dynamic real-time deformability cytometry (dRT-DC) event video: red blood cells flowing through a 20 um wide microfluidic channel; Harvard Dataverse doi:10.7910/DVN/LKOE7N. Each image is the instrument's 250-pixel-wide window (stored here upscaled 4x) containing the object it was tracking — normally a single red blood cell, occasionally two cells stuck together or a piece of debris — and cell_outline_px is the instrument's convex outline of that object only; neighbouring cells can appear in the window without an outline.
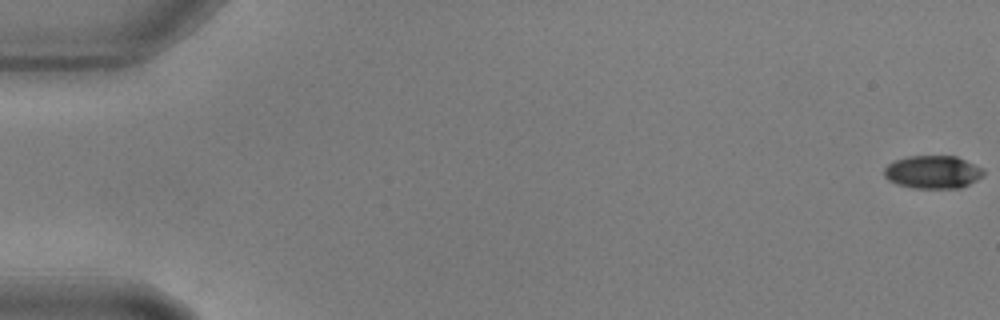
{"species": "common noctule bat (a hibernating species)", "species_latin": "Nyctalus noctula", "temperature_condition": "warm", "stored_images_in_passage": 59, "camera_frame_rate_fps": 3000, "um_per_image_px": 0.085, "animal": {"sex": "male", "body_mass_g": 17.9, "forearm_length_mm": 54.2}, "frame": {"image": 1, "passage_image": 1, "time_ms": 0.0, "image_size_px": [1000, 320], "cell_outline_px": [[984, 172], [976, 180], [960, 188], [912, 188], [896, 184], [888, 180], [884, 176], [884, 168], [888, 164], [896, 160], [908, 156], [956, 156], [984, 168]], "centroid_in_image_um": [79.27, 14.62], "position_along_channel_um": 5.7, "area_um2": 19.07}}
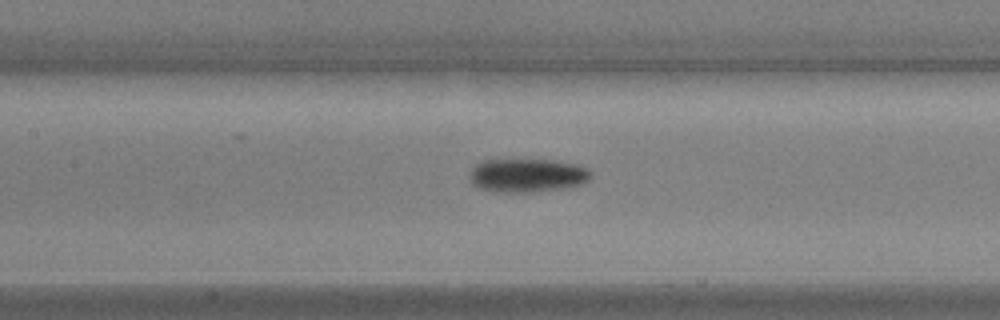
{"frame": {"image": 2, "passage_image": 28, "time_ms": 9.0, "image_size_px": [1000, 320], "cell_outline_px": [[592, 176], [584, 184], [564, 188], [536, 192], [496, 192], [480, 188], [472, 184], [468, 176], [472, 168], [476, 164], [484, 160], [552, 160], [576, 164], [588, 168], [592, 172]], "centroid_in_image_um": [44.83, 14.91], "position_along_channel_um": 162.6, "area_um2": 23.99}}
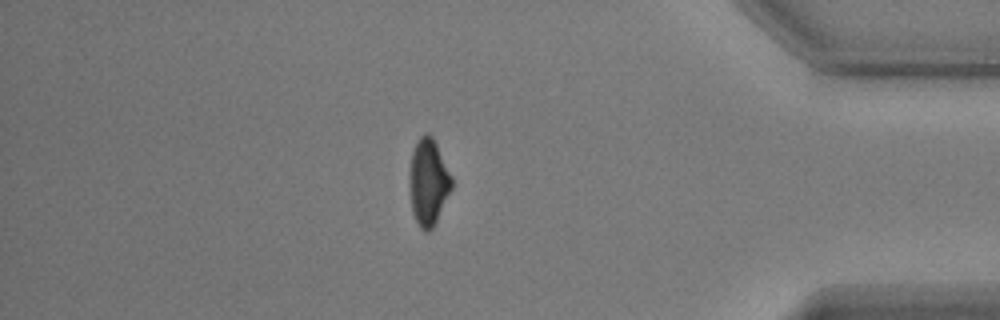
{"frame": {"image": 3, "passage_image": 51, "time_ms": 16.667, "image_size_px": [1000, 320], "cell_outline_px": [[452, 188], [432, 228], [428, 232], [424, 232], [420, 228], [412, 212], [412, 152], [420, 136], [424, 132], [428, 132], [432, 136], [452, 176]], "centroid_in_image_um": [36.45, 15.47], "position_along_channel_um": 398.7, "area_um2": 20.35}}